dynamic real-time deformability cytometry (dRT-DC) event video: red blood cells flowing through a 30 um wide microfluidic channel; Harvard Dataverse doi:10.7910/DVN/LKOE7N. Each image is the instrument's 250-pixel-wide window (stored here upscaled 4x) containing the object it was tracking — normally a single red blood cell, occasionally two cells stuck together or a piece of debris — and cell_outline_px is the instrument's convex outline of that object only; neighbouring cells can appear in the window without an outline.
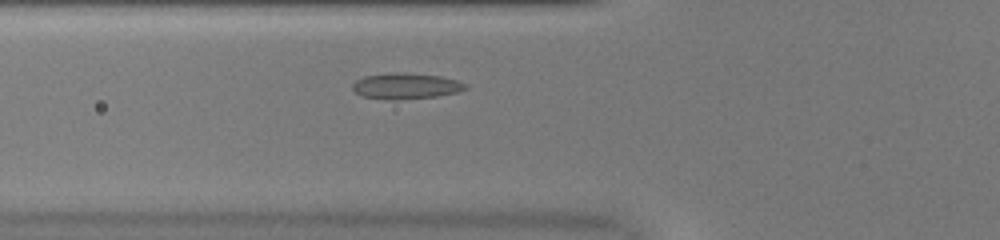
{"species": "common noctule bat (a hibernating species)", "species_latin": "Nyctalus noctula", "temperature_condition": "warm", "stored_images_in_passage": 36, "camera_frame_rate_fps": 3000, "um_per_image_px": 0.085, "animal": {"sex": "female", "body_mass_g": 20.0, "forearm_length_mm": 54.0}, "frame": {"image": 1, "passage_image": 4, "time_ms": 1.0, "image_size_px": [1000, 240], "cell_outline_px": [[468, 88], [460, 92], [436, 96], [396, 100], [384, 100], [360, 96], [352, 88], [352, 84], [356, 80], [364, 76], [392, 72], [404, 72], [440, 76], [456, 80], [468, 84]], "centroid_in_image_um": [34.49, 7.31], "position_along_channel_um": 91.3, "area_um2": 17.34}}
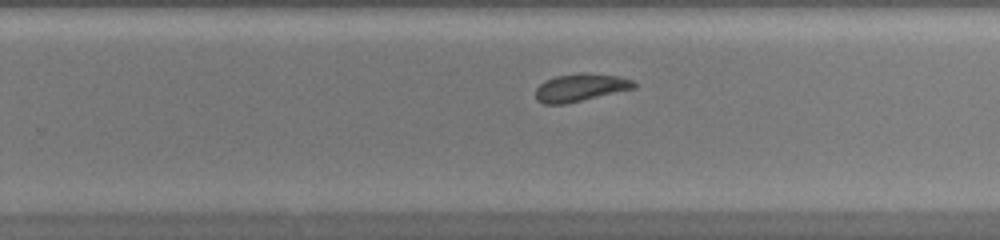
{"frame": {"image": 2, "passage_image": 18, "time_ms": 5.667, "image_size_px": [1000, 240], "cell_outline_px": [[636, 88], [564, 104], [544, 104], [536, 100], [536, 88], [544, 80], [556, 76], [584, 72], [620, 76], [632, 80], [636, 84]], "centroid_in_image_um": [49.33, 7.43], "position_along_channel_um": 280.5, "area_um2": 15.9}}
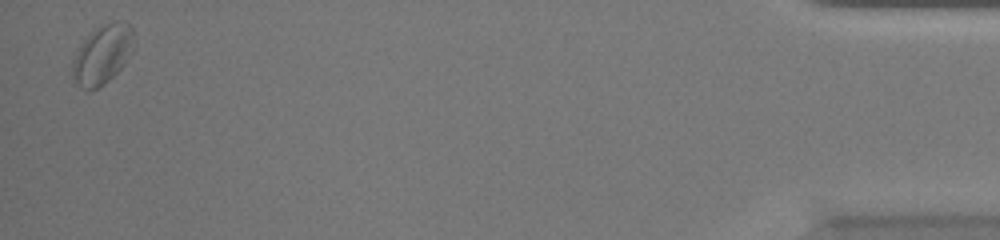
{"frame": {"image": 3, "passage_image": 35, "time_ms": 11.333, "image_size_px": [1000, 240], "cell_outline_px": [[132, 52], [124, 64], [104, 84], [88, 92], [80, 88], [72, 76], [72, 60], [80, 44], [88, 32], [104, 24], [116, 20], [124, 20], [132, 28]], "centroid_in_image_um": [8.67, 4.62], "position_along_channel_um": 426.5, "area_um2": 21.27}, "authors_computed_cell_mechanics": {"area_um2": 16.6464, "velocity_mm_per_s": 4.0617, "shape_relaxation_time_tau1_ms": 4.5868, "shape_relaxation_time_tau2_ms": 2.0363, "deformation_change_tau1": 0.0733, "deformation_change_tau2": 0.0769}}